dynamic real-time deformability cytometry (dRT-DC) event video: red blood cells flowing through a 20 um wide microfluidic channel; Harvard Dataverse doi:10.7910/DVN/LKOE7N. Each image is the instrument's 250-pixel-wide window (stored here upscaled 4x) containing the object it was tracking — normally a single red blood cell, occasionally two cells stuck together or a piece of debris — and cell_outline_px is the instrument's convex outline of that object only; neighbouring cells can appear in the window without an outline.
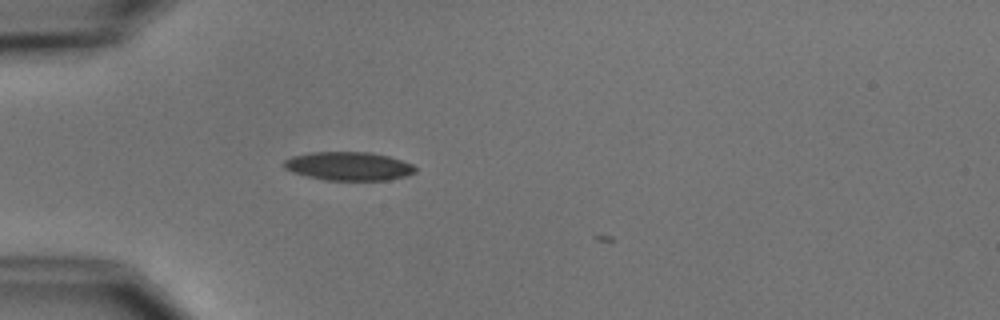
{"species": "common noctule bat (a hibernating species)", "species_latin": "Nyctalus noctula", "temperature_condition": "cold", "stored_images_in_passage": 2, "camera_frame_rate_fps": 3000, "um_per_image_px": 0.085, "animal": {"sex": "male", "body_mass_g": 15.6}, "frame": {"image": 1, "passage_image": 2, "time_ms": 2.0, "image_size_px": [1000, 320], "cell_outline_px": [[416, 172], [408, 176], [388, 180], [324, 180], [292, 172], [284, 168], [284, 160], [292, 156], [312, 152], [372, 152], [388, 156], [412, 164], [416, 168]], "centroid_in_image_um": [29.65, 14.12], "position_along_channel_um": 55.4, "area_um2": 21.91}}